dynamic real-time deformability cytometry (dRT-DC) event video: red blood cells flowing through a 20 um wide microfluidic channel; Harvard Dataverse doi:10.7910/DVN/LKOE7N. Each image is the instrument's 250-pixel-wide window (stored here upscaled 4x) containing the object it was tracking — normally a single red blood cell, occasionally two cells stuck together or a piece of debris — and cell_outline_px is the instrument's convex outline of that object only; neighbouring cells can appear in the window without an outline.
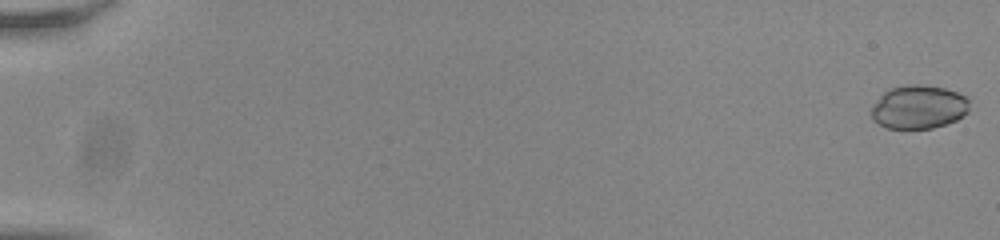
{"species": "common noctule bat (a hibernating species)", "species_latin": "Nyctalus noctula", "temperature_condition": "room temperature", "stored_images_in_passage": 56, "camera_frame_rate_fps": 3000, "um_per_image_px": 0.085, "animal": {"sex": "male", "body_mass_g": 20.0, "forearm_length_mm": 53.3}, "frame": {"image": 1, "passage_image": 1, "time_ms": 0.0, "image_size_px": [1000, 240], "cell_outline_px": [[968, 112], [964, 116], [956, 120], [932, 128], [884, 128], [872, 116], [872, 108], [880, 96], [884, 92], [892, 88], [912, 84], [920, 84], [944, 88], [956, 92], [964, 96], [968, 100]], "centroid_in_image_um": [78.11, 9.1], "position_along_channel_um": 6.9, "area_um2": 24.51}}
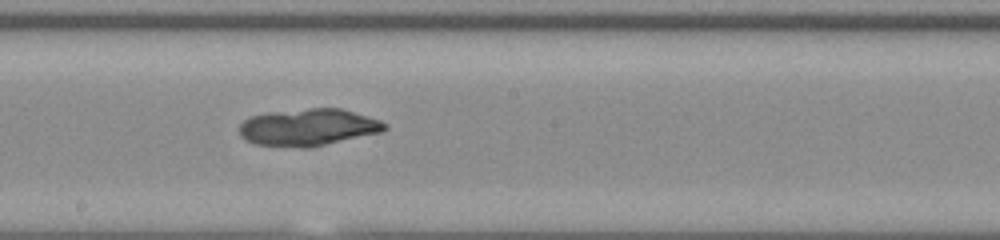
{"frame": {"image": 2, "passage_image": 33, "time_ms": 10.667, "image_size_px": [1000, 240], "cell_outline_px": [[388, 128], [380, 132], [308, 148], [304, 148], [256, 144], [240, 136], [240, 124], [244, 120], [252, 116], [268, 112], [308, 108], [340, 108], [380, 120], [388, 124]], "centroid_in_image_um": [26.2, 10.81], "position_along_channel_um": 222.0, "area_um2": 31.15}}
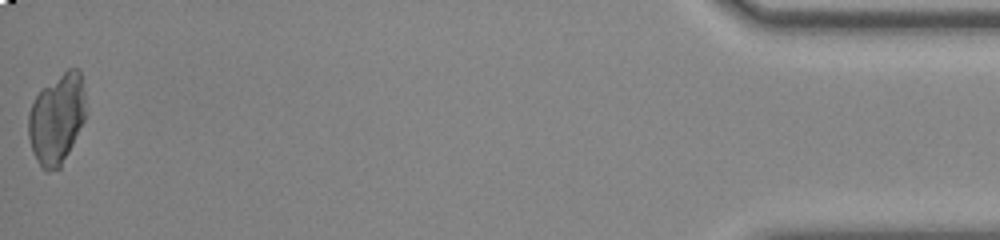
{"frame": {"image": 3, "passage_image": 56, "time_ms": 18.333, "image_size_px": [1000, 240], "cell_outline_px": [[84, 120], [60, 168], [48, 172], [44, 172], [40, 168], [36, 160], [28, 136], [28, 112], [36, 96], [44, 88], [68, 68], [80, 68], [84, 92]], "centroid_in_image_um": [4.8, 10.13], "position_along_channel_um": 430.4, "area_um2": 29.82}, "authors_computed_cell_mechanics": {"area_um2": 29.9982, "velocity_mm_per_s": 3.8178, "shape_relaxation_time_tau1_ms": 5.5813, "shape_relaxation_time_tau2_ms": 4.7201, "deformation_change_tau1": 0.1335, "deformation_change_tau2": 0.0414}}